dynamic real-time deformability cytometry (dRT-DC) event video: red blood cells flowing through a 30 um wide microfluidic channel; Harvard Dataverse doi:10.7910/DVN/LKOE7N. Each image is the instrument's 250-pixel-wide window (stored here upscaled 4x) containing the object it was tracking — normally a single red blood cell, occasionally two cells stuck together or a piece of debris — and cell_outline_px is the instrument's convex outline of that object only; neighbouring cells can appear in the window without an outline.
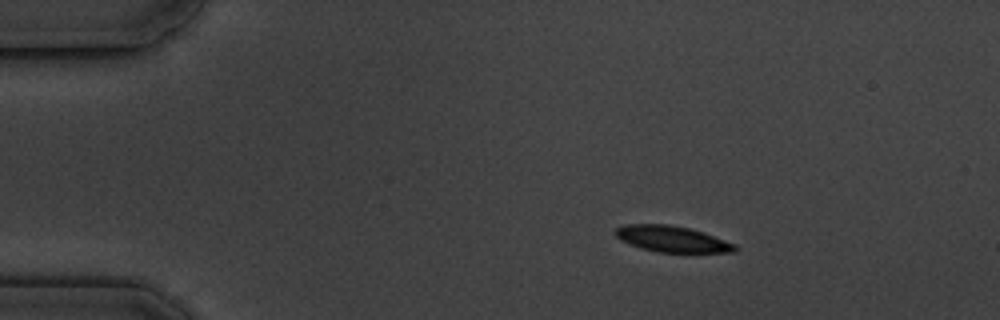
{"species": "common noctule bat (a hibernating species)", "species_latin": "Nyctalus noctula", "temperature_condition": "cold", "stored_images_in_passage": 3, "camera_frame_rate_fps": 3000, "um_per_image_px": 0.085, "animal": {"sex": "male", "body_mass_g": 19.5, "forearm_length_mm": 54.6}, "frame": {"image": 1, "passage_image": 1, "time_ms": 0.0, "image_size_px": [1000, 320], "cell_outline_px": [[740, 248], [736, 252], [660, 252], [640, 248], [620, 240], [612, 232], [616, 228], [624, 224], [668, 224], [688, 228], [704, 232], [736, 244]], "centroid_in_image_um": [57.13, 20.31], "position_along_channel_um": 27.9, "area_um2": 18.32}}